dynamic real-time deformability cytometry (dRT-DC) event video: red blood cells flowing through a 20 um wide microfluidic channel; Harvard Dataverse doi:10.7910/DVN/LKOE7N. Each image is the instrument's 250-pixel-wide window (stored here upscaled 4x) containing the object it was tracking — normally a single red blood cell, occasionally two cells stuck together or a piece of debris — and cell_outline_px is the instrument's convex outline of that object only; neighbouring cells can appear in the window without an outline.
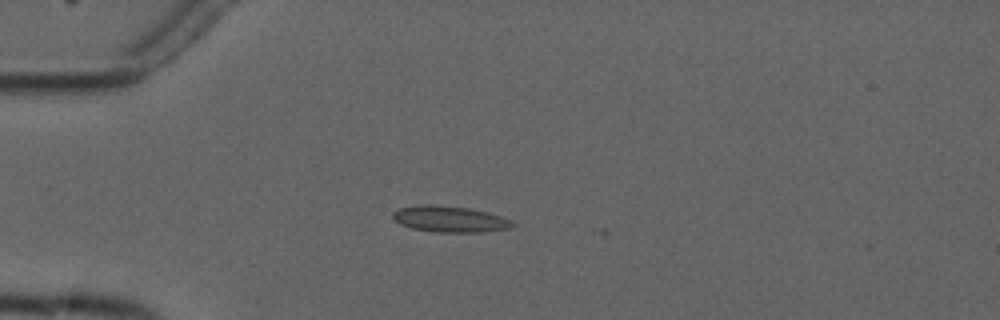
{"species": "common noctule bat (a hibernating species)", "species_latin": "Nyctalus noctula", "temperature_condition": "cold", "stored_images_in_passage": 5, "camera_frame_rate_fps": 3000, "um_per_image_px": 0.085, "animal": {"sex": "male", "forearm_length_mm": 52.5}, "frame": {"image": 1, "passage_image": 4, "time_ms": 4.333, "image_size_px": [1000, 320], "cell_outline_px": [[516, 224], [512, 228], [484, 232], [436, 232], [412, 228], [400, 224], [392, 216], [392, 212], [400, 208], [420, 204], [432, 204], [468, 208], [488, 212], [512, 220]], "centroid_in_image_um": [38.26, 18.62], "position_along_channel_um": 46.7, "area_um2": 18.32}}